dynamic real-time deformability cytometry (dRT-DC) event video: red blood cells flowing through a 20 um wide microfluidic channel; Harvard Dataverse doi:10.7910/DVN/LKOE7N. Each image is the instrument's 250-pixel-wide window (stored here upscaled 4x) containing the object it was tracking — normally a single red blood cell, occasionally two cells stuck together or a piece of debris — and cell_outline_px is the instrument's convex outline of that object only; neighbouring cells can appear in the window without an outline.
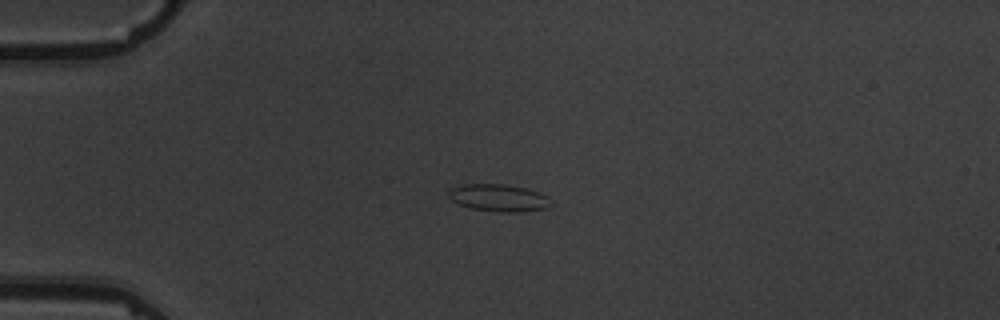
{"species": "common noctule bat (a hibernating species)", "species_latin": "Nyctalus noctula", "temperature_condition": "warm", "stored_images_in_passage": 2, "camera_frame_rate_fps": 3000, "um_per_image_px": 0.085, "animal": {"sex": "male", "body_mass_g": 19.5, "forearm_length_mm": 54.6}, "frame": {"image": 1, "passage_image": 1, "time_ms": 0.0, "image_size_px": [1000, 320], "cell_outline_px": [[552, 204], [548, 208], [520, 212], [496, 212], [472, 208], [460, 204], [452, 200], [448, 196], [448, 188], [460, 184], [504, 184], [524, 188], [540, 192], [548, 196], [552, 200]], "centroid_in_image_um": [42.4, 16.81], "position_along_channel_um": 42.6, "area_um2": 16.47}}